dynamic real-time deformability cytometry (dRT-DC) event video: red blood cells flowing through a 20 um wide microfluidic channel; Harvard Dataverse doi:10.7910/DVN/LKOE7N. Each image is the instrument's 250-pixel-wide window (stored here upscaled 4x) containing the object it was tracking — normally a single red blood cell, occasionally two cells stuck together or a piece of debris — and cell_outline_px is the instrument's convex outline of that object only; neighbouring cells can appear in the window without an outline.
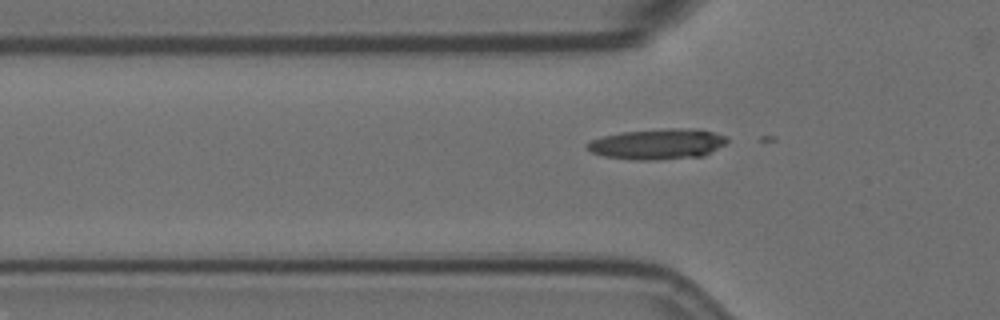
{"species": "Egyptian fruit bat (a non-hibernating species)", "species_latin": "Rousettus aegyptiacus", "temperature_condition": "room temperature", "stored_images_in_passage": 35, "camera_frame_rate_fps": 3000, "um_per_image_px": 0.085, "animal": {"sex": "female"}, "frame": {"image": 1, "passage_image": 3, "time_ms": 0.667, "image_size_px": [1000, 320], "cell_outline_px": [[728, 140], [724, 144], [704, 156], [656, 160], [628, 160], [604, 156], [592, 152], [584, 144], [592, 140], [604, 136], [620, 132], [668, 128], [700, 128], [716, 132], [728, 136]], "centroid_in_image_um": [55.93, 12.24], "position_along_channel_um": 69.9, "area_um2": 25.26}}
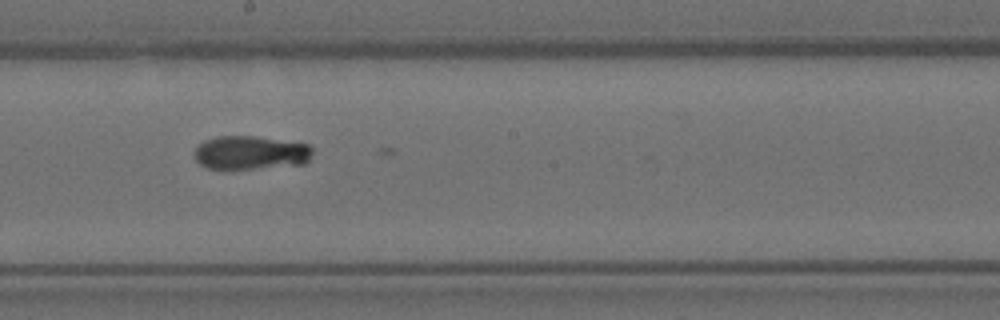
{"frame": {"image": 2, "passage_image": 16, "time_ms": 5.0, "image_size_px": [1000, 320], "cell_outline_px": [[312, 152], [308, 160], [304, 164], [224, 172], [208, 168], [200, 164], [196, 160], [196, 148], [204, 140], [216, 136], [252, 136], [308, 144], [312, 148]], "centroid_in_image_um": [21.26, 13.02], "position_along_channel_um": 226.9, "area_um2": 23.7}}
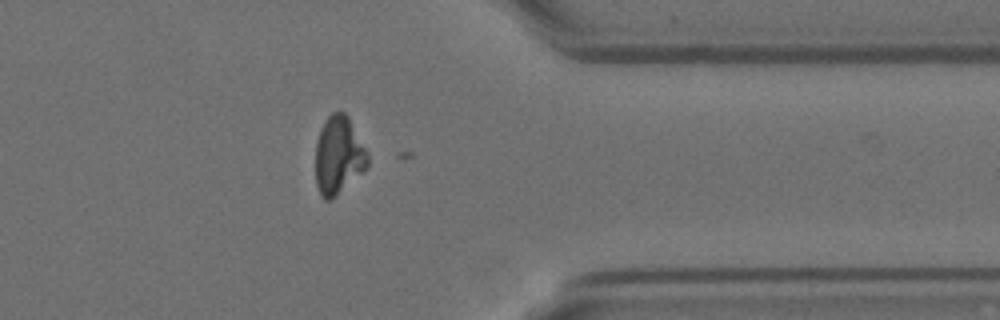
{"frame": {"image": 3, "passage_image": 30, "time_ms": 9.667, "image_size_px": [1000, 320], "cell_outline_px": [[368, 164], [332, 200], [324, 200], [320, 196], [316, 184], [316, 140], [320, 128], [324, 120], [332, 112], [344, 112], [348, 116], [368, 156]], "centroid_in_image_um": [28.72, 13.2], "position_along_channel_um": 382.7, "area_um2": 23.29}}